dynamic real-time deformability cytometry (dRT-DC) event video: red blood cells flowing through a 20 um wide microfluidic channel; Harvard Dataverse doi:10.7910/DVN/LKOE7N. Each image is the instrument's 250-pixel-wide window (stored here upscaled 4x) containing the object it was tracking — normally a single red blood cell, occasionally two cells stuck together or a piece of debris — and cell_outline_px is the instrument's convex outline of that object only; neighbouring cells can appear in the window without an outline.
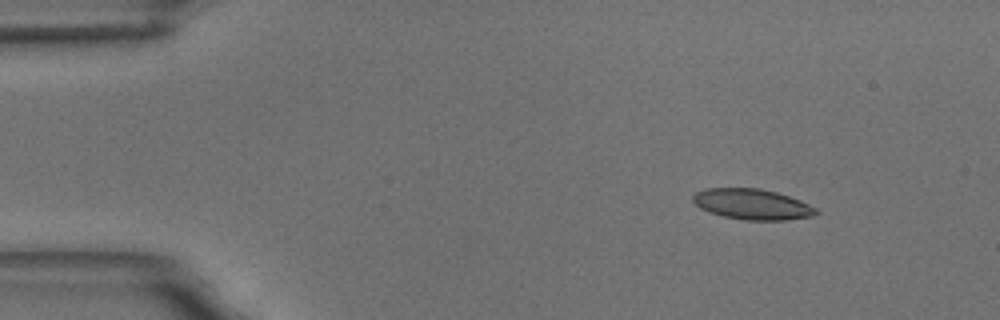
{"species": "common noctule bat (a hibernating species)", "species_latin": "Nyctalus noctula", "temperature_condition": "room temperature", "stored_images_in_passage": 14, "camera_frame_rate_fps": 3000, "um_per_image_px": 0.085, "animal": {"sex": "male", "body_mass_g": 18.8}, "frame": {"image": 1, "passage_image": 1, "time_ms": 0.0, "image_size_px": [1000, 320], "cell_outline_px": [[820, 212], [812, 216], [784, 220], [744, 220], [724, 216], [700, 208], [692, 200], [692, 196], [696, 192], [704, 188], [760, 188], [776, 192], [800, 200], [816, 208]], "centroid_in_image_um": [63.94, 17.35], "position_along_channel_um": 21.1, "area_um2": 21.85}}
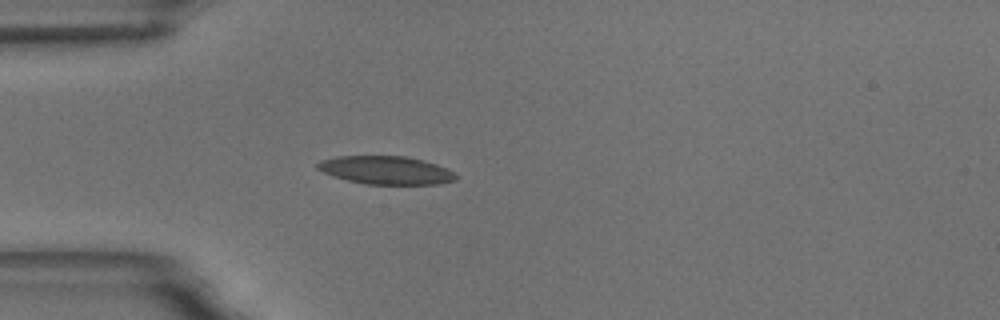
{"frame": {"image": 2, "passage_image": 10, "time_ms": 3.0, "image_size_px": [1000, 320], "cell_outline_px": [[456, 180], [440, 184], [368, 184], [348, 180], [332, 176], [316, 168], [316, 164], [320, 160], [336, 156], [408, 156], [424, 160], [448, 168], [456, 176]], "centroid_in_image_um": [32.81, 14.46], "position_along_channel_um": 52.2, "area_um2": 22.77}}